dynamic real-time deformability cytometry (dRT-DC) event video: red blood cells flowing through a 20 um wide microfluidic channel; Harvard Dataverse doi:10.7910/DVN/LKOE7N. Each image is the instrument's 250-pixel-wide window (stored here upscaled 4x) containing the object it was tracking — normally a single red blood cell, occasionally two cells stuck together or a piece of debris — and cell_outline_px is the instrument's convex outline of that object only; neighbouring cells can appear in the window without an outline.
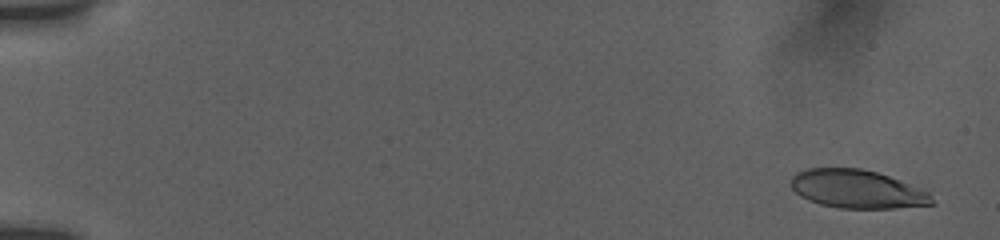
{"species": "human", "species_latin": "Homo sapiens", "temperature_condition": "room temperature", "stored_images_in_passage": 55, "camera_frame_rate_fps": 3000, "um_per_image_px": 0.085, "donor": {"sex": "female"}, "frame": {"image": 1, "passage_image": 3, "time_ms": 0.667, "image_size_px": [1000, 240], "cell_outline_px": [[936, 204], [892, 208], [840, 208], [820, 204], [808, 200], [800, 196], [792, 188], [792, 176], [796, 172], [808, 168], [860, 168], [876, 172], [888, 176], [920, 188], [928, 192], [932, 196]], "centroid_in_image_um": [72.85, 16.07], "position_along_channel_um": 12.1, "area_um2": 31.39}}
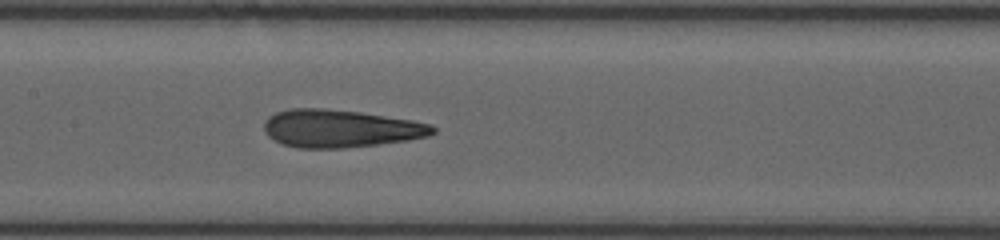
{"frame": {"image": 2, "passage_image": 29, "time_ms": 9.333, "image_size_px": [1000, 240], "cell_outline_px": [[436, 132], [428, 136], [408, 140], [344, 148], [296, 148], [280, 144], [268, 136], [264, 132], [264, 120], [268, 116], [276, 112], [288, 108], [324, 108], [360, 112], [412, 120], [432, 124], [436, 128]], "centroid_in_image_um": [28.89, 10.92], "position_along_channel_um": 178.5, "area_um2": 37.4}}
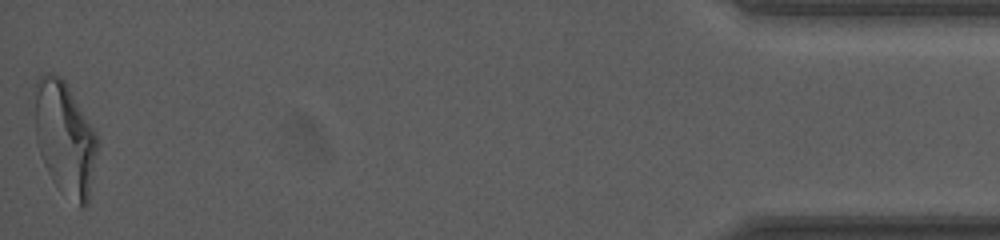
{"frame": {"image": 3, "passage_image": 55, "time_ms": 18.0, "image_size_px": [1000, 240], "cell_outline_px": [[100, 144], [88, 204], [84, 208], [80, 208], [36, 140], [28, 104], [28, 100], [36, 80], [40, 72], [52, 72], [60, 76], [64, 80], [96, 132], [100, 140]], "centroid_in_image_um": [5.5, 11.43], "position_along_channel_um": 429.7, "area_um2": 40.81}, "authors_computed_cell_mechanics": {"area_um2": 36.414, "velocity_mm_per_s": 3.8463, "shape_relaxation_time_tau1_ms": null, "shape_relaxation_time_tau2_ms": 1.4609, "deformation_change_tau1": null, "deformation_change_tau2": 0.1241}}